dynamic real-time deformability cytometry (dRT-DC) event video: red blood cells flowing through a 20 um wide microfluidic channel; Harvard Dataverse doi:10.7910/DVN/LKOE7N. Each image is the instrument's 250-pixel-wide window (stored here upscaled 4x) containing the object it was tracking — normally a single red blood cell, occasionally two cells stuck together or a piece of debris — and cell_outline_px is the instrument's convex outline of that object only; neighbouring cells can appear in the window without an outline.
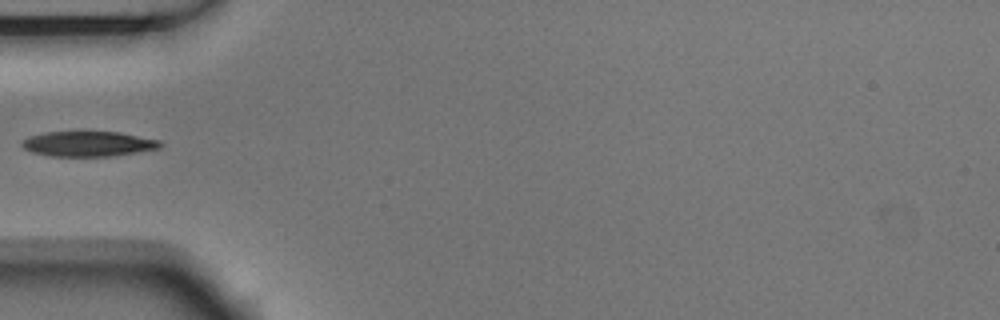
{"species": "Egyptian fruit bat (a non-hibernating species)", "species_latin": "Rousettus aegyptiacus", "temperature_condition": "room temperature", "stored_images_in_passage": 5, "camera_frame_rate_fps": 3000, "um_per_image_px": 0.085, "animal": {"sex": "male"}, "frame": {"image": 1, "passage_image": 5, "time_ms": 1.333, "image_size_px": [1000, 320], "cell_outline_px": [[164, 144], [160, 148], [112, 156], [52, 156], [32, 152], [24, 148], [20, 144], [20, 140], [28, 136], [44, 132], [120, 132], [160, 140]], "centroid_in_image_um": [7.48, 12.22], "position_along_channel_um": 77.5, "area_um2": 20.35}}